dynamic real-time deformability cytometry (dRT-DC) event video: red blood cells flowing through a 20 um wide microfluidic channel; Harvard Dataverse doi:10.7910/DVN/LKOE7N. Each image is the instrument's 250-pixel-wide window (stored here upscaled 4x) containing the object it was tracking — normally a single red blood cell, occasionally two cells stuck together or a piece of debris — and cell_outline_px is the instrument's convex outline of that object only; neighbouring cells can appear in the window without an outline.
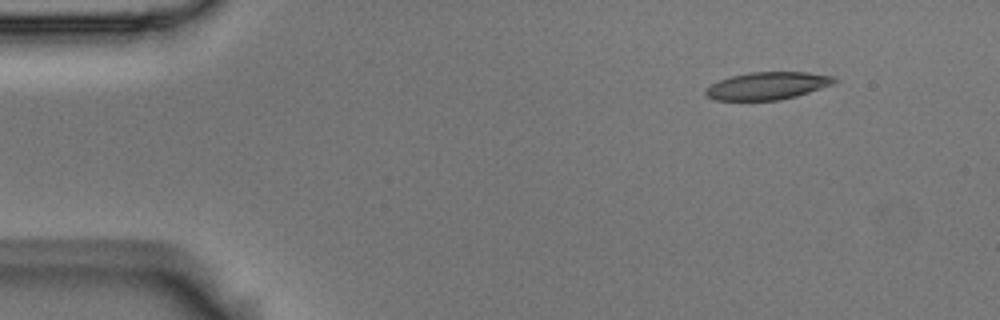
{"species": "Egyptian fruit bat (a non-hibernating species)", "species_latin": "Rousettus aegyptiacus", "temperature_condition": "room temperature", "stored_images_in_passage": 6, "camera_frame_rate_fps": 3000, "um_per_image_px": 0.085, "animal": {"sex": "male"}, "frame": {"image": 1, "passage_image": 1, "time_ms": 0.0, "image_size_px": [1000, 320], "cell_outline_px": [[840, 80], [832, 84], [796, 96], [780, 100], [712, 100], [704, 96], [704, 88], [720, 80], [732, 76], [748, 72], [808, 72], [836, 76]], "centroid_in_image_um": [65.22, 7.29], "position_along_channel_um": 19.8, "area_um2": 20.81}}
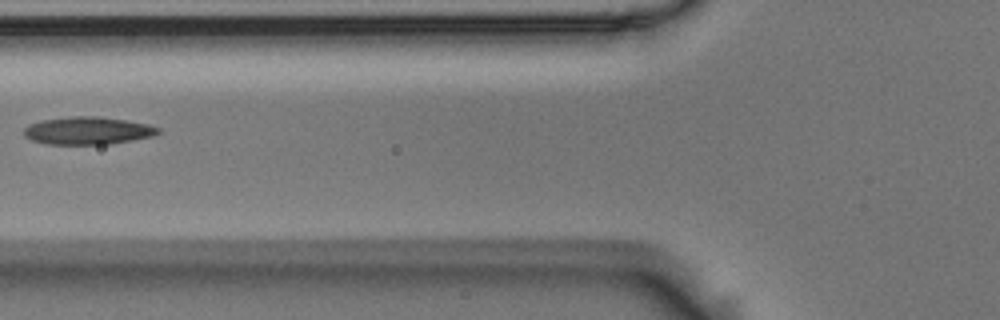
{"frame": {"image": 2, "passage_image": 5, "time_ms": 1.333, "image_size_px": [1000, 320], "cell_outline_px": [[160, 132], [152, 136], [112, 144], [48, 144], [32, 140], [24, 136], [24, 128], [28, 124], [40, 120], [72, 116], [100, 116], [148, 124], [160, 128]], "centroid_in_image_um": [7.44, 11.1], "position_along_channel_um": 118.4, "area_um2": 21.68}}
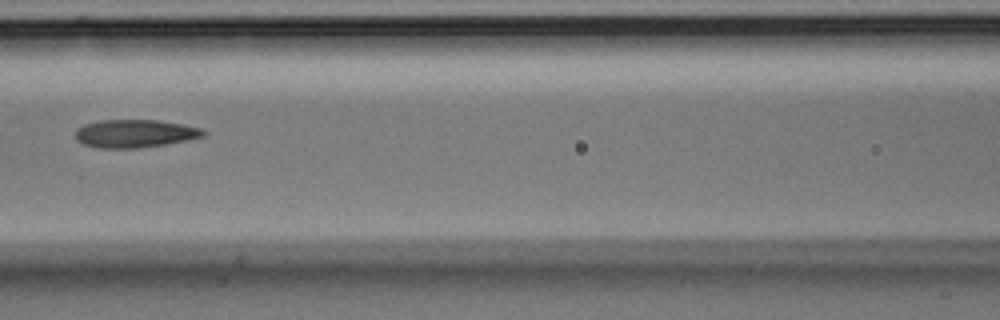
{"frame": {"image": 3, "passage_image": 6, "time_ms": 1.667, "image_size_px": [1000, 320], "cell_outline_px": [[208, 132], [204, 136], [164, 144], [136, 148], [100, 148], [84, 144], [76, 140], [76, 128], [84, 124], [100, 120], [160, 120], [204, 128]], "centroid_in_image_um": [11.47, 11.34], "position_along_channel_um": 155.1, "area_um2": 20.87}}